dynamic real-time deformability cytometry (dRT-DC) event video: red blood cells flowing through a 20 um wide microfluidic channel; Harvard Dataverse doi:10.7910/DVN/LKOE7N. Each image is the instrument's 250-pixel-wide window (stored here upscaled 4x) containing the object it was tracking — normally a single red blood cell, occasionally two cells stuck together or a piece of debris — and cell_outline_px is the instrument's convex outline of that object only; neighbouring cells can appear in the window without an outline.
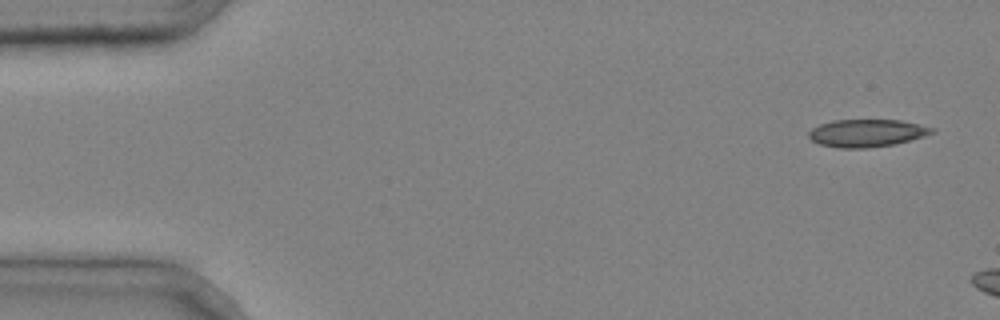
{"species": "common noctule bat (a hibernating species)", "species_latin": "Nyctalus noctula", "temperature_condition": "cold", "stored_images_in_passage": 3, "camera_frame_rate_fps": 3000, "um_per_image_px": 0.085, "animal": {"sex": "male", "body_mass_g": 20.4}, "frame": {"image": 1, "passage_image": 1, "time_ms": 0.0, "image_size_px": [1000, 320], "cell_outline_px": [[936, 132], [924, 136], [892, 144], [868, 148], [840, 148], [820, 144], [812, 140], [808, 136], [808, 132], [812, 128], [820, 124], [832, 120], [900, 120], [936, 128]], "centroid_in_image_um": [73.67, 11.3], "position_along_channel_um": 11.3, "area_um2": 19.71}}